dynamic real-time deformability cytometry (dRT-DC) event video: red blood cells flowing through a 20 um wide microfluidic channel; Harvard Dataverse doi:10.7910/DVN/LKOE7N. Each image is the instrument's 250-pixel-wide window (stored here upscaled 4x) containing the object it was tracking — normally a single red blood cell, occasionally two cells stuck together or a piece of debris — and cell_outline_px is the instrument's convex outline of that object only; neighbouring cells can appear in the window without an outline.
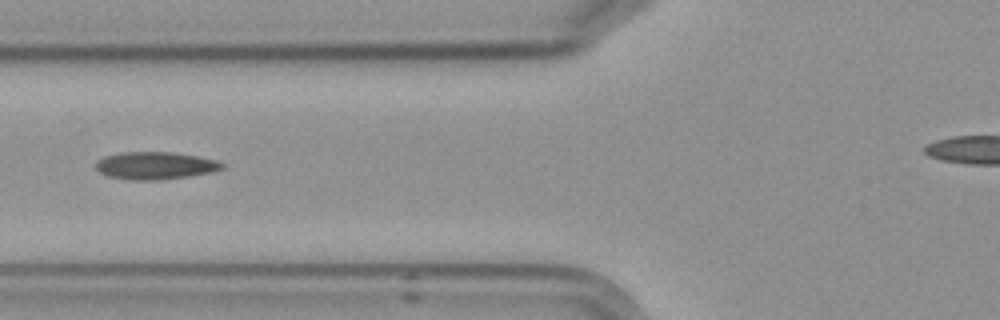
{"species": "Egyptian fruit bat (a non-hibernating species)", "species_latin": "Rousettus aegyptiacus", "temperature_condition": "cold", "stored_images_in_passage": 7, "camera_frame_rate_fps": 3000, "um_per_image_px": 0.085, "frame": {"image": 1, "passage_image": 5, "time_ms": 4.667, "image_size_px": [1000, 320], "cell_outline_px": [[224, 168], [212, 172], [188, 176], [160, 180], [128, 180], [108, 176], [100, 172], [96, 168], [96, 160], [104, 156], [124, 152], [172, 152], [196, 156], [216, 160], [224, 164]], "centroid_in_image_um": [13.18, 14.08], "position_along_channel_um": 112.6, "area_um2": 20.23}}